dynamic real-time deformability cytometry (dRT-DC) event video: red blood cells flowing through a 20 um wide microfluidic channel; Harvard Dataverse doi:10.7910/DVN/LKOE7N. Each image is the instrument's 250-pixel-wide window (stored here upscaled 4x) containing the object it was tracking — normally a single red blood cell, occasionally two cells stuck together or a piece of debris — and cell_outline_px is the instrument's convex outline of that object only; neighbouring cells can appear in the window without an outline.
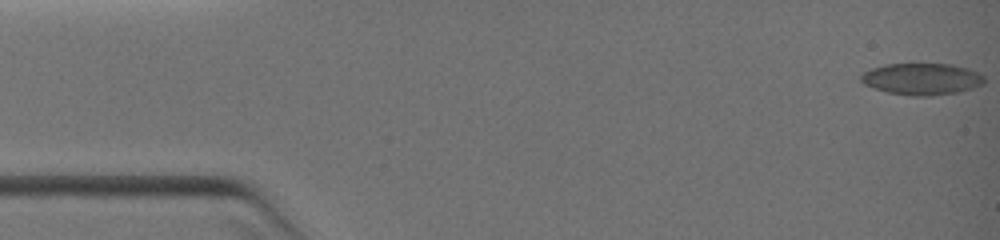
{"species": "common noctule bat (a hibernating species)", "species_latin": "Nyctalus noctula", "temperature_condition": "warm", "stored_images_in_passage": 6, "camera_frame_rate_fps": 3000, "um_per_image_px": 0.085, "animal": {"sex": "female", "body_mass_g": 19.0, "forearm_length_mm": 51.5}, "frame": {"image": 1, "passage_image": 1, "time_ms": 0.0, "image_size_px": [1000, 240], "cell_outline_px": [[984, 84], [972, 88], [956, 92], [932, 96], [912, 96], [888, 92], [872, 88], [864, 84], [860, 80], [860, 76], [864, 72], [872, 68], [884, 64], [952, 64], [968, 68], [984, 76]], "centroid_in_image_um": [78.33, 6.71], "position_along_channel_um": 6.7, "area_um2": 22.77}}
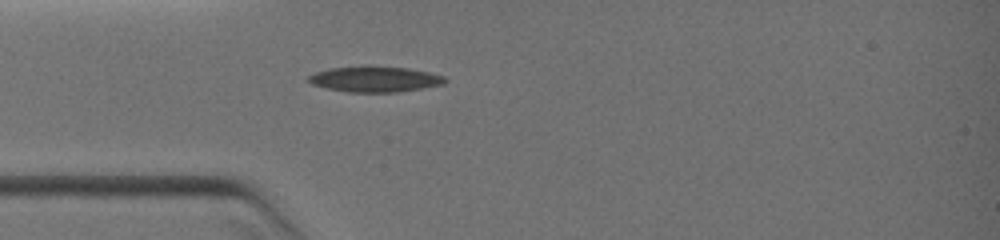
{"frame": {"image": 2, "passage_image": 6, "time_ms": 3.667, "image_size_px": [1000, 240], "cell_outline_px": [[448, 80], [444, 84], [424, 88], [396, 92], [348, 92], [328, 88], [312, 84], [304, 80], [308, 76], [316, 72], [328, 68], [364, 64], [368, 64], [408, 68], [428, 72], [444, 76]], "centroid_in_image_um": [31.84, 6.7], "position_along_channel_um": 53.2, "area_um2": 20.98}}